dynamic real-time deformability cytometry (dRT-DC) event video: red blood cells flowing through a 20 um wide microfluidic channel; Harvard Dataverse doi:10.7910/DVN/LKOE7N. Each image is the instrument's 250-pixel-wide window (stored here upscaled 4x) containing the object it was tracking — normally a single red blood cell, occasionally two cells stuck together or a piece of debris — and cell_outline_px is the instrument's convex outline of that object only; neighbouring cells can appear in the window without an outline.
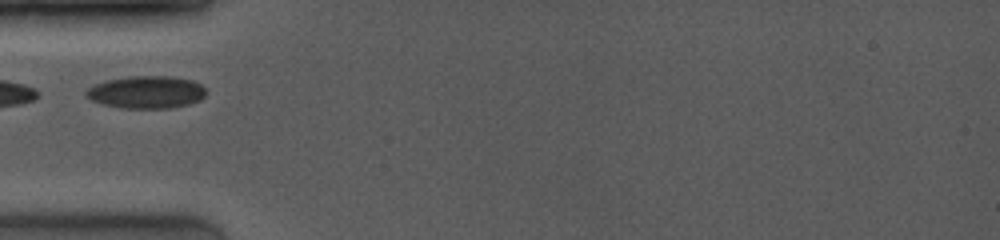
{"species": "common noctule bat (a hibernating species)", "species_latin": "Nyctalus noctula", "temperature_condition": "room temperature", "stored_images_in_passage": 15, "camera_frame_rate_fps": 4000, "um_per_image_px": 0.085, "animal": {"sex": "female", "body_mass_g": 19.0, "forearm_length_mm": 53.3}, "frame": {"image": 1, "passage_image": 1, "time_ms": 0.0, "image_size_px": [1000, 240], "cell_outline_px": [[208, 92], [200, 100], [188, 104], [168, 108], [120, 108], [100, 104], [92, 100], [84, 92], [88, 88], [96, 84], [108, 80], [128, 76], [168, 76], [192, 80], [200, 84]], "centroid_in_image_um": [12.45, 7.84], "position_along_channel_um": 72.6, "area_um2": 22.66}}